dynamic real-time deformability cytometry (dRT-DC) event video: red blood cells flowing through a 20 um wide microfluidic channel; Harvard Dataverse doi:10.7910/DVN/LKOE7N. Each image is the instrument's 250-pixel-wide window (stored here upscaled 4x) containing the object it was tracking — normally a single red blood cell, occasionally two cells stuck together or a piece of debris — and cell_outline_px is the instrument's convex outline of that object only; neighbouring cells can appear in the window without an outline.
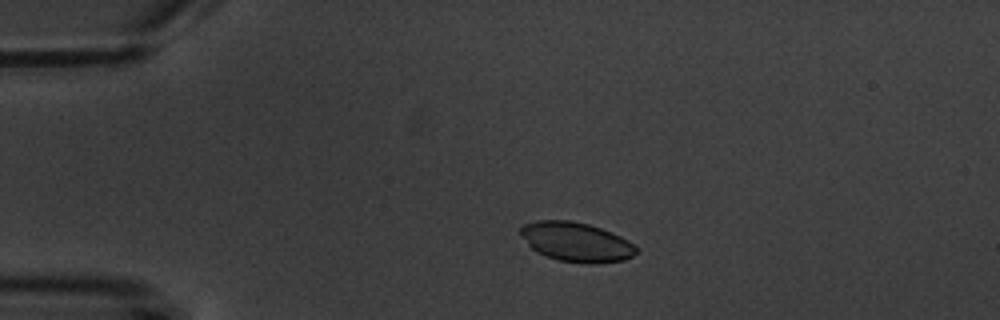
{"species": "common noctule bat (a hibernating species)", "species_latin": "Nyctalus noctula", "temperature_condition": "warm", "stored_images_in_passage": 7, "camera_frame_rate_fps": 3000, "um_per_image_px": 0.085, "animal": {"sex": "male", "body_mass_g": 20.1, "forearm_length_mm": 53.5}, "frame": {"image": 1, "passage_image": 2, "time_ms": 1.333, "image_size_px": [1000, 320], "cell_outline_px": [[640, 252], [624, 260], [592, 264], [588, 264], [560, 260], [544, 256], [532, 248], [528, 244], [520, 232], [520, 228], [524, 224], [536, 220], [568, 220], [588, 224], [600, 228], [620, 236], [628, 240], [640, 248]], "centroid_in_image_um": [49.02, 20.57], "position_along_channel_um": 36.0, "area_um2": 26.59}}